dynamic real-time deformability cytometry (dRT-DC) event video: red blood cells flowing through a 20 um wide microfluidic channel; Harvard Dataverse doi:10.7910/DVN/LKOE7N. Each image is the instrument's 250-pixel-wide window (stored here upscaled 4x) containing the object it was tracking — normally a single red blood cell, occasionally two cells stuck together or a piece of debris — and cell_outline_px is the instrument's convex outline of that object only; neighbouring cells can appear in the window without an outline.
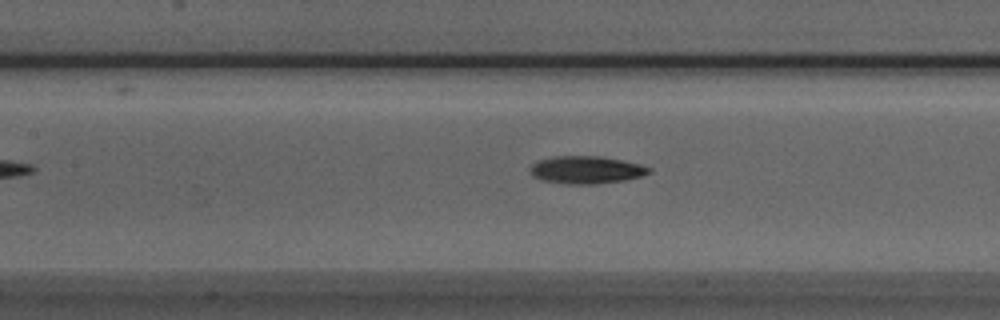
{"species": "Egyptian fruit bat (a non-hibernating species)", "species_latin": "Rousettus aegyptiacus", "temperature_condition": "room temperature", "stored_images_in_passage": 33, "camera_frame_rate_fps": 3000, "um_per_image_px": 0.085, "animal": {"sex": "male"}, "frame": {"image": 1, "passage_image": 15, "time_ms": 4.667, "image_size_px": [1000, 320], "cell_outline_px": [[652, 172], [640, 176], [624, 180], [596, 184], [568, 184], [540, 180], [532, 176], [528, 168], [536, 160], [552, 156], [600, 156], [640, 164], [652, 168]], "centroid_in_image_um": [49.77, 14.43], "position_along_channel_um": 157.6, "area_um2": 19.31}}
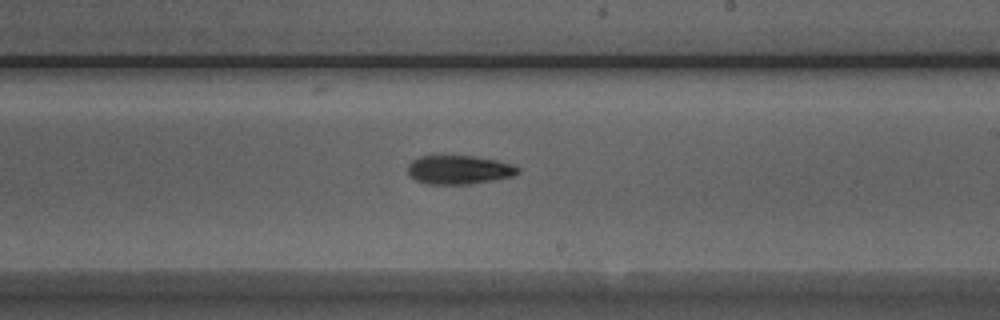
{"frame": {"image": 2, "passage_image": 22, "time_ms": 7.0, "image_size_px": [1000, 320], "cell_outline_px": [[520, 172], [512, 176], [492, 180], [468, 184], [428, 184], [416, 180], [408, 172], [408, 164], [412, 160], [420, 156], [476, 156], [496, 160], [512, 164], [520, 168]], "centroid_in_image_um": [39.02, 14.42], "position_along_channel_um": 250.0, "area_um2": 18.38}}
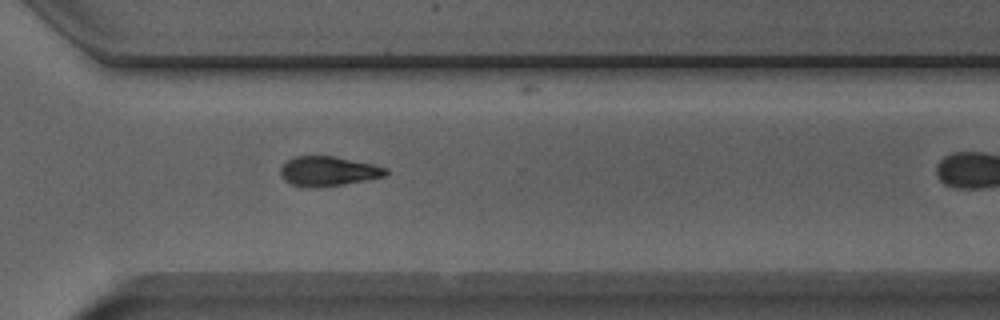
{"frame": {"image": 3, "passage_image": 29, "time_ms": 9.333, "image_size_px": [1000, 320], "cell_outline_px": [[388, 172], [384, 176], [344, 184], [316, 188], [304, 188], [292, 184], [284, 180], [280, 172], [280, 168], [288, 160], [296, 156], [332, 156], [372, 164], [388, 168]], "centroid_in_image_um": [27.87, 14.56], "position_along_channel_um": 342.7, "area_um2": 18.09}}